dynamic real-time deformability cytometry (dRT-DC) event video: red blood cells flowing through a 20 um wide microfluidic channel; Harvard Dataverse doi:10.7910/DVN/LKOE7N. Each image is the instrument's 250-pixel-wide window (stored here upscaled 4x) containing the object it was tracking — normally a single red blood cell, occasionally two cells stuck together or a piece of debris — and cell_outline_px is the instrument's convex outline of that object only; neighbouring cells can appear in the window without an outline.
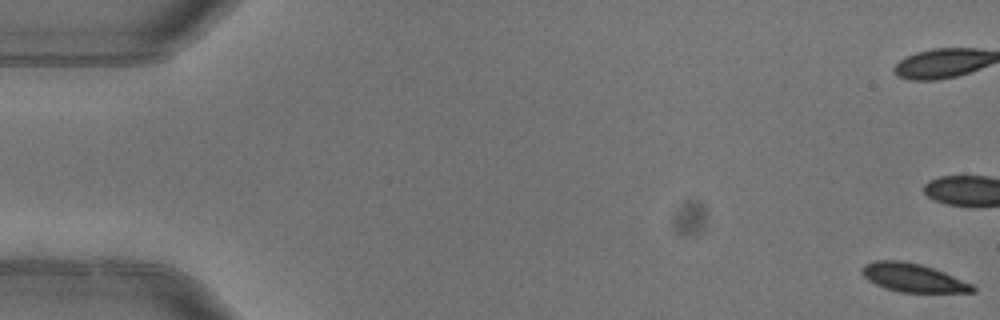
{"species": "common noctule bat (a hibernating species)", "species_latin": "Nyctalus noctula", "temperature_condition": "warm", "stored_images_in_passage": 6, "segment_of_instrument_passage": [2, 2], "camera_frame_rate_fps": 3000, "um_per_image_px": 0.085, "animal": {"sex": "female"}, "frame": {"image": 1, "passage_image": 6, "time_ms": 1.667, "image_size_px": [1000, 320], "cell_outline_px": [[976, 292], [900, 292], [884, 288], [868, 280], [860, 272], [860, 268], [864, 264], [876, 260], [900, 260], [920, 264], [944, 272], [972, 284], [976, 288]], "centroid_in_image_um": [77.57, 23.6], "position_along_channel_um": 7.4, "area_um2": 18.32}}